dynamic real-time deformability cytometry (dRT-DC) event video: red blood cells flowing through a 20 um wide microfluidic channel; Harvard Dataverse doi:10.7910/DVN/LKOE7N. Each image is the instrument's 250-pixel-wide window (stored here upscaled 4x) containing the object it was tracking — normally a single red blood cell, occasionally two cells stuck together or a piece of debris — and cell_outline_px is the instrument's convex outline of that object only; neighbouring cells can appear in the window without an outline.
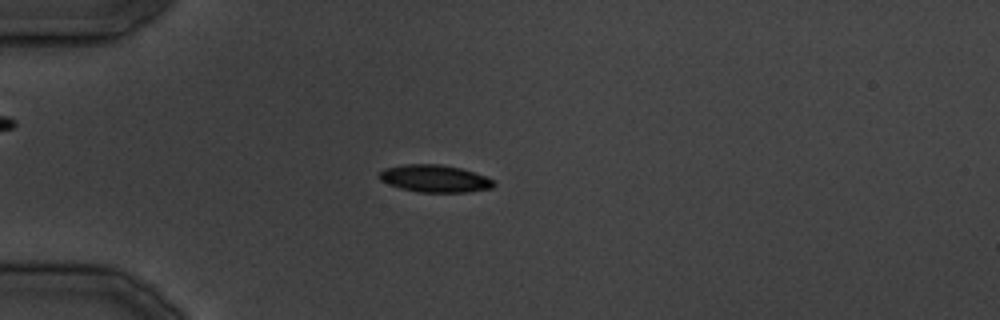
{"species": "common noctule bat (a hibernating species)", "species_latin": "Nyctalus noctula", "temperature_condition": "cold", "stored_images_in_passage": 34, "camera_frame_rate_fps": 3000, "um_per_image_px": 0.085, "animal": {"sex": "male", "body_mass_g": 19.5, "forearm_length_mm": 54.6}, "frame": {"image": 1, "passage_image": 8, "time_ms": 9.0, "image_size_px": [1000, 320], "cell_outline_px": [[496, 184], [492, 188], [464, 192], [420, 192], [400, 188], [388, 184], [380, 180], [376, 176], [384, 168], [404, 164], [440, 164], [460, 168], [496, 180]], "centroid_in_image_um": [36.93, 15.17], "position_along_channel_um": 48.1, "area_um2": 18.26}}
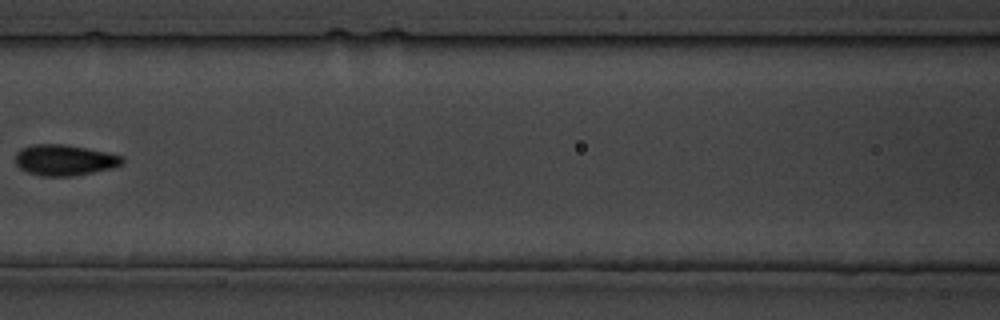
{"frame": {"image": 2, "passage_image": 15, "time_ms": 17.667, "image_size_px": [1000, 320], "cell_outline_px": [[124, 164], [112, 168], [72, 176], [40, 176], [28, 172], [20, 168], [16, 164], [16, 152], [20, 148], [32, 144], [64, 144], [108, 152], [124, 156]], "centroid_in_image_um": [5.49, 13.6], "position_along_channel_um": 161.1, "area_um2": 19.36}}
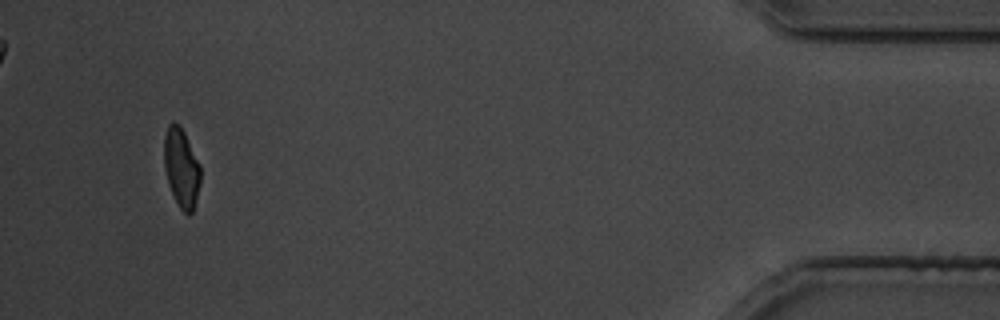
{"frame": {"image": 3, "passage_image": 33, "time_ms": 39.0, "image_size_px": [1000, 320], "cell_outline_px": [[200, 184], [192, 212], [184, 212], [180, 208], [168, 184], [164, 168], [164, 136], [168, 124], [172, 120], [180, 124], [200, 164]], "centroid_in_image_um": [15.4, 14.19], "position_along_channel_um": 419.8, "area_um2": 16.7}}